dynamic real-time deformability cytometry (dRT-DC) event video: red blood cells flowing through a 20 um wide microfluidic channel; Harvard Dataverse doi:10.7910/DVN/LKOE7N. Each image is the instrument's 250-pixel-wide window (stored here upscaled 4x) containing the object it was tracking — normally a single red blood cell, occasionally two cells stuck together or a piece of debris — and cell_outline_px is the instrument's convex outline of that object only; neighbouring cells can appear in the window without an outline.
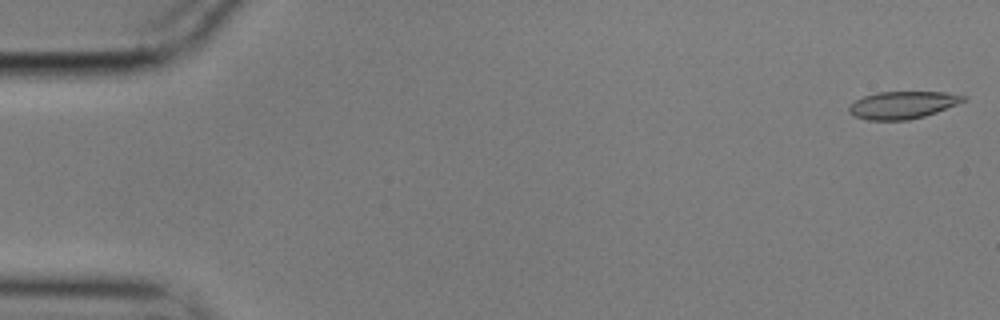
{"species": "common noctule bat (a hibernating species)", "species_latin": "Nyctalus noctula", "temperature_condition": "cold", "stored_images_in_passage": 56, "camera_frame_rate_fps": 3000, "um_per_image_px": 0.085, "animal": {"sex": "male", "body_mass_g": 17.9}, "frame": {"image": 1, "passage_image": 1, "time_ms": 0.0, "image_size_px": [1000, 320], "cell_outline_px": [[968, 100], [936, 112], [924, 116], [908, 120], [868, 120], [852, 116], [848, 112], [848, 108], [856, 100], [864, 96], [876, 92], [948, 92], [968, 96]], "centroid_in_image_um": [76.74, 8.92], "position_along_channel_um": 8.3, "area_um2": 18.38}}
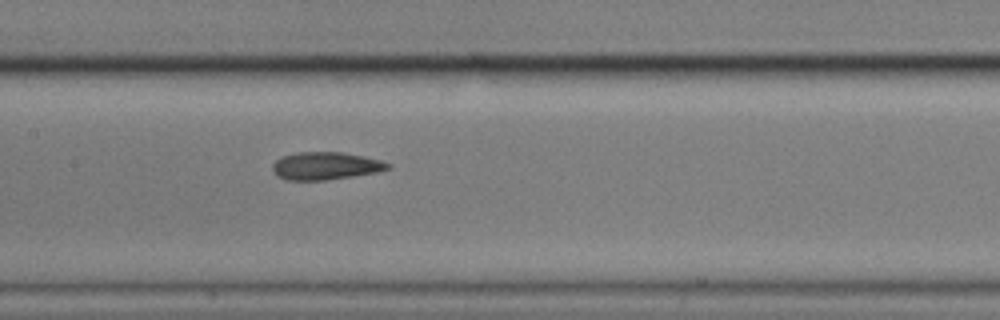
{"frame": {"image": 2, "passage_image": 27, "time_ms": 8.667, "image_size_px": [1000, 320], "cell_outline_px": [[392, 168], [376, 172], [328, 180], [288, 180], [276, 176], [272, 168], [272, 164], [276, 160], [284, 156], [296, 152], [344, 152], [364, 156], [380, 160], [392, 164]], "centroid_in_image_um": [27.69, 14.1], "position_along_channel_um": 179.7, "area_um2": 18.67}}
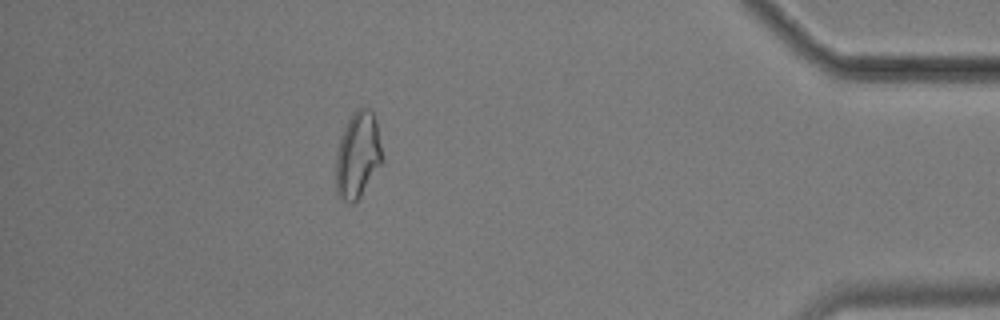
{"frame": {"image": 3, "passage_image": 50, "time_ms": 16.333, "image_size_px": [1000, 320], "cell_outline_px": [[384, 160], [360, 196], [352, 204], [340, 200], [336, 192], [336, 152], [340, 136], [348, 120], [356, 108], [368, 108], [372, 112], [376, 120]], "centroid_in_image_um": [30.4, 13.19], "position_along_channel_um": 404.8, "area_um2": 23.47}, "authors_computed_cell_mechanics": {"area_um2": 19.0162, "velocity_mm_per_s": 3.5268, "shape_relaxation_time_tau1_ms": 5.6669, "shape_relaxation_time_tau2_ms": 2.5576, "deformation_change_tau1": 0.1546, "deformation_change_tau2": 0.0999}}